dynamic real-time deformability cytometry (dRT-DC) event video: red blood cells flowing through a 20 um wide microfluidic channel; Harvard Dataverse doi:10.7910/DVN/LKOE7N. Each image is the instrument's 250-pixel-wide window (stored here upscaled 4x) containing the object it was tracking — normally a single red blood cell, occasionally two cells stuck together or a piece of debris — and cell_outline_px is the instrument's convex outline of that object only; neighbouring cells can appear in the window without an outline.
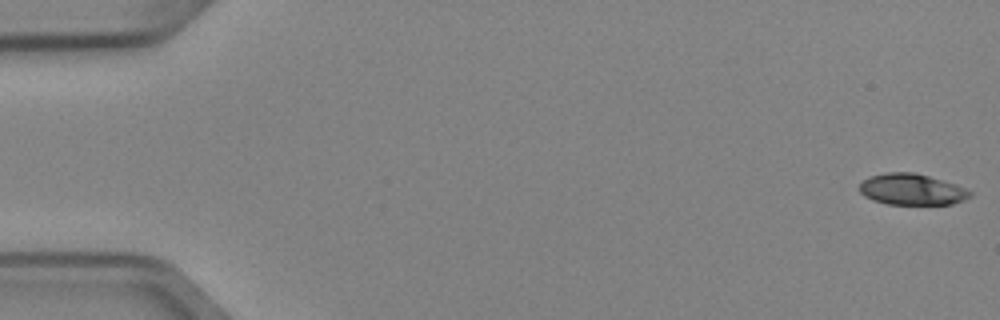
{"species": "Egyptian fruit bat (a non-hibernating species)", "species_latin": "Rousettus aegyptiacus", "temperature_condition": "cold", "stored_images_in_passage": 52, "camera_frame_rate_fps": 3000, "um_per_image_px": 0.085, "animal": {"sex": "female"}, "frame": {"image": 1, "passage_image": 1, "time_ms": 0.0, "image_size_px": [1000, 320], "cell_outline_px": [[972, 196], [964, 200], [952, 204], [888, 204], [872, 200], [864, 196], [860, 192], [860, 184], [868, 176], [888, 172], [912, 172], [928, 176], [956, 184], [972, 192]], "centroid_in_image_um": [77.5, 16.1], "position_along_channel_um": 7.5, "area_um2": 20.06}}
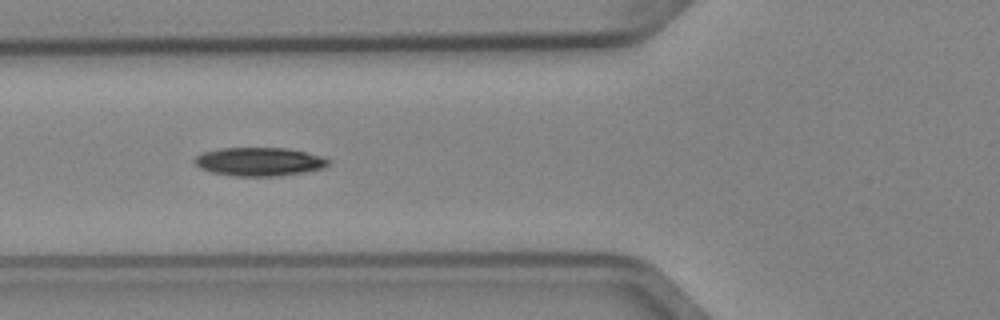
{"frame": {"image": 2, "passage_image": 20, "time_ms": 6.333, "image_size_px": [1000, 320], "cell_outline_px": [[332, 160], [324, 168], [304, 172], [276, 176], [232, 176], [212, 172], [200, 168], [192, 160], [196, 156], [204, 152], [220, 148], [288, 148], [324, 156]], "centroid_in_image_um": [22.06, 13.74], "position_along_channel_um": 103.7, "area_um2": 22.37}}
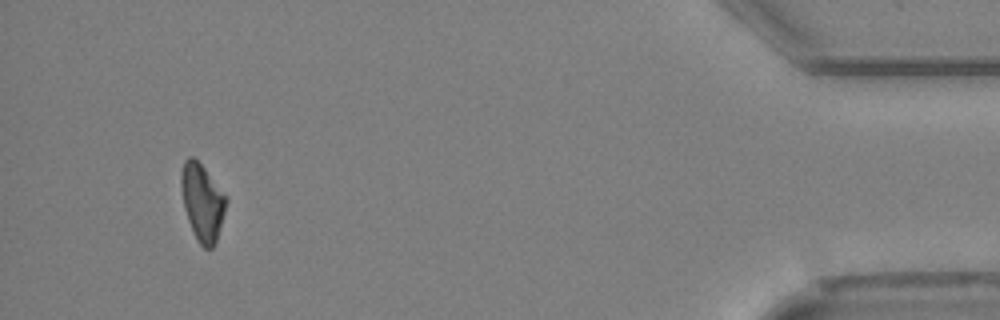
{"frame": {"image": 3, "passage_image": 49, "time_ms": 16.0, "image_size_px": [1000, 320], "cell_outline_px": [[228, 200], [216, 244], [212, 248], [204, 248], [200, 244], [188, 220], [184, 208], [180, 184], [180, 176], [184, 160], [188, 156], [192, 156], [204, 168], [228, 196]], "centroid_in_image_um": [17.21, 17.17], "position_along_channel_um": 418.0, "area_um2": 20.23}, "authors_computed_cell_mechanics": {"area_um2": 21.1837, "velocity_mm_per_s": 3.963, "shape_relaxation_time_tau1_ms": 4.5892, "shape_relaxation_time_tau2_ms": null, "deformation_change_tau1": 0.1367, "deformation_change_tau2": null}}